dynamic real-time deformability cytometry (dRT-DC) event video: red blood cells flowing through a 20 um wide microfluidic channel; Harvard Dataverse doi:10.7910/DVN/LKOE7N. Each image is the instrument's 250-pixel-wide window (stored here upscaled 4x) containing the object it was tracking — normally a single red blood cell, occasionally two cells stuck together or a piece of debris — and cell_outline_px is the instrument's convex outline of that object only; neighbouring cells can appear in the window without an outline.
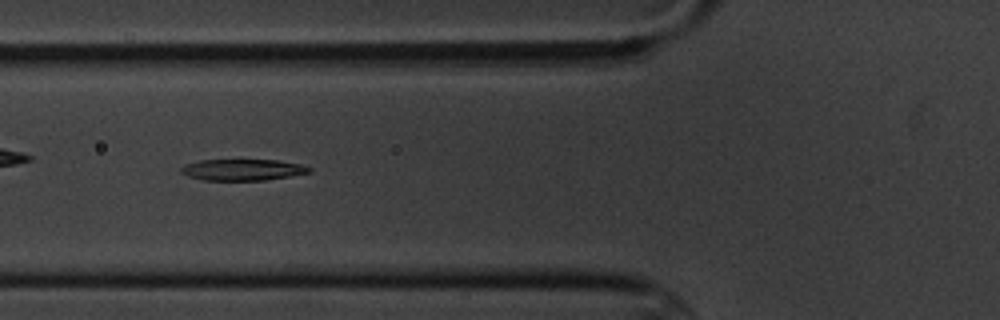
{"species": "common noctule bat (a hibernating species)", "species_latin": "Nyctalus noctula", "temperature_condition": "cold", "stored_images_in_passage": 4, "camera_frame_rate_fps": 3000, "um_per_image_px": 0.085, "animal": {"sex": "male", "body_mass_g": 20.1, "forearm_length_mm": 53.5}, "frame": {"image": 1, "passage_image": 3, "time_ms": 2.333, "image_size_px": [1000, 320], "cell_outline_px": [[312, 172], [264, 180], [204, 180], [188, 176], [180, 172], [180, 168], [184, 164], [200, 160], [276, 160], [300, 164], [312, 168]], "centroid_in_image_um": [20.59, 14.42], "position_along_channel_um": 105.2, "area_um2": 15.84}}
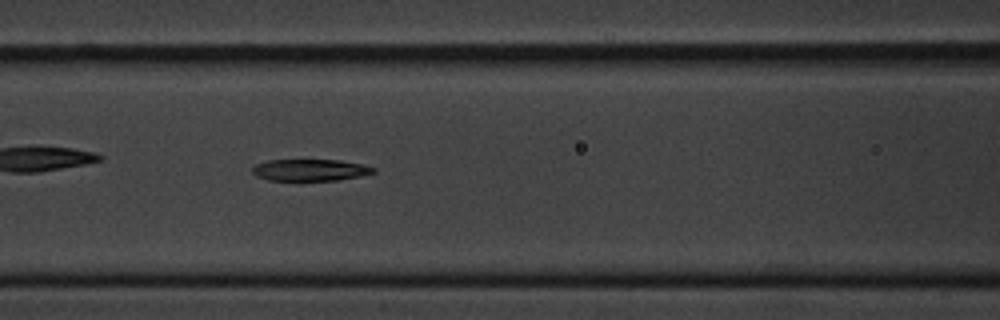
{"frame": {"image": 2, "passage_image": 4, "time_ms": 3.333, "image_size_px": [1000, 320], "cell_outline_px": [[376, 172], [360, 176], [336, 180], [268, 180], [256, 176], [252, 172], [252, 168], [256, 164], [268, 160], [340, 160], [364, 164], [376, 168]], "centroid_in_image_um": [26.38, 14.44], "position_along_channel_um": 140.2, "area_um2": 15.32}}